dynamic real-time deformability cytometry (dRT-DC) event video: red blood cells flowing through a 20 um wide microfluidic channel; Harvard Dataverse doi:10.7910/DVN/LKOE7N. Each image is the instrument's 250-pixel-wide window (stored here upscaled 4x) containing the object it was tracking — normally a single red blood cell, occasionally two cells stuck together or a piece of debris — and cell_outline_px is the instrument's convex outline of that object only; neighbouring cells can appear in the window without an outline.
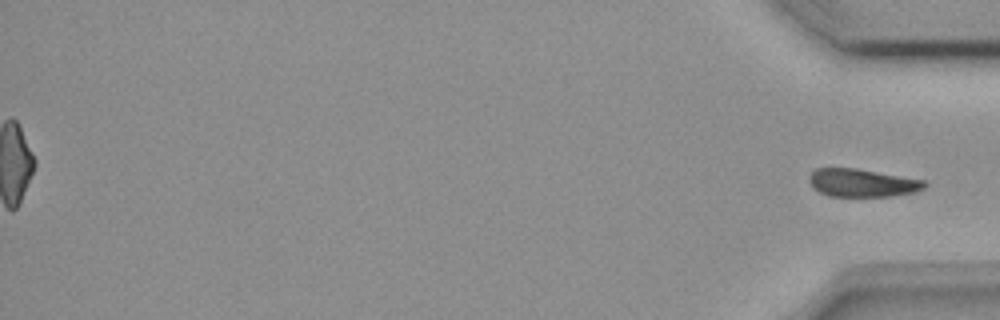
{"species": "common noctule bat (a hibernating species)", "species_latin": "Nyctalus noctula", "temperature_condition": "room temperature", "stored_images_in_passage": 54, "segment_of_instrument_passage": [2, 2], "camera_frame_rate_fps": 3000, "um_per_image_px": 0.085, "animal": {"sex": "female", "body_mass_g": 18.4}, "frame": {"image": 1, "passage_image": 54, "time_ms": 17.667, "image_size_px": [1000, 320], "cell_outline_px": [[928, 184], [924, 188], [916, 192], [892, 196], [828, 196], [812, 188], [808, 180], [808, 176], [816, 168], [856, 168], [924, 180]], "centroid_in_image_um": [73.27, 15.54], "position_along_channel_um": 361.9, "area_um2": 18.9}}